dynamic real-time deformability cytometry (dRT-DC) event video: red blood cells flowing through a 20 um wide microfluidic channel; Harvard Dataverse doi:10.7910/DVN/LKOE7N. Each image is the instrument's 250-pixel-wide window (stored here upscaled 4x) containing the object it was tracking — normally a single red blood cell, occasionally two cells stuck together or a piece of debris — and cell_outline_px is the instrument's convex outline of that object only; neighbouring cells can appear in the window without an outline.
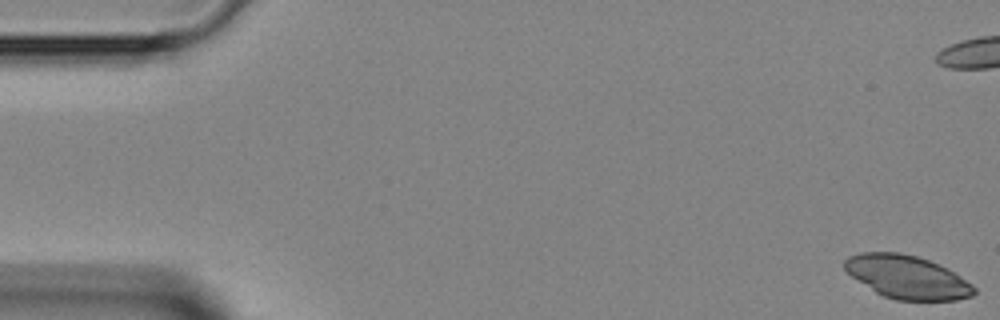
{"species": "Egyptian fruit bat (a non-hibernating species)", "species_latin": "Rousettus aegyptiacus", "temperature_condition": "room temperature", "stored_images_in_passage": 42, "camera_frame_rate_fps": 3000, "um_per_image_px": 0.085, "animal": {"sex": "female"}, "frame": {"image": 1, "passage_image": 1, "time_ms": 0.0, "image_size_px": [1000, 320], "cell_outline_px": [[976, 292], [972, 296], [956, 300], [896, 300], [884, 296], [876, 292], [852, 276], [844, 268], [844, 260], [848, 256], [860, 252], [900, 252], [916, 256], [928, 260], [948, 268], [972, 284], [976, 288]], "centroid_in_image_um": [77.12, 23.54], "position_along_channel_um": 7.9, "area_um2": 32.48}}